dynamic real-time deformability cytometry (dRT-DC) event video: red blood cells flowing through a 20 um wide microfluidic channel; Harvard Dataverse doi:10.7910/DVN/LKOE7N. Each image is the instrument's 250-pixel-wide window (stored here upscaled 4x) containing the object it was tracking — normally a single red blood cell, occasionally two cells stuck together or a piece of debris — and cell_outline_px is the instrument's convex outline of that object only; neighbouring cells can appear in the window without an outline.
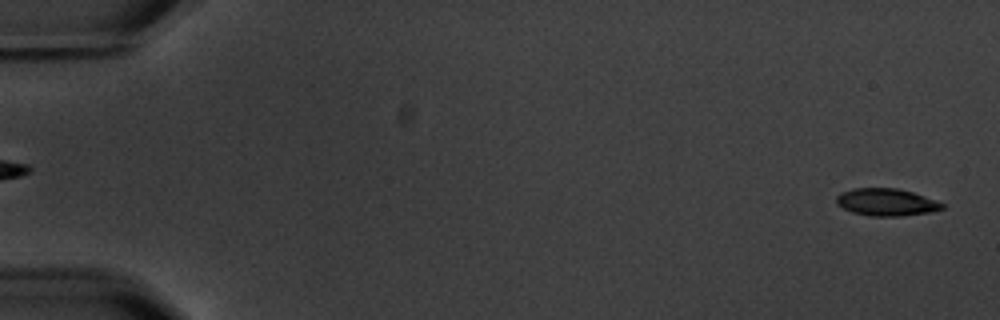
{"species": "common noctule bat (a hibernating species)", "species_latin": "Nyctalus noctula", "temperature_condition": "warm", "stored_images_in_passage": 5, "segment_of_instrument_passage": [2, 2], "camera_frame_rate_fps": 3000, "um_per_image_px": 0.085, "animal": {"sex": "male", "body_mass_g": 20.1, "forearm_length_mm": 53.5}, "frame": {"image": 1, "passage_image": 5, "time_ms": 5.0, "image_size_px": [1000, 320], "cell_outline_px": [[944, 208], [932, 212], [900, 216], [872, 216], [852, 212], [836, 204], [836, 196], [840, 192], [852, 188], [896, 188], [912, 192], [924, 196], [944, 204]], "centroid_in_image_um": [75.31, 17.18], "position_along_channel_um": 9.7, "area_um2": 16.82}}